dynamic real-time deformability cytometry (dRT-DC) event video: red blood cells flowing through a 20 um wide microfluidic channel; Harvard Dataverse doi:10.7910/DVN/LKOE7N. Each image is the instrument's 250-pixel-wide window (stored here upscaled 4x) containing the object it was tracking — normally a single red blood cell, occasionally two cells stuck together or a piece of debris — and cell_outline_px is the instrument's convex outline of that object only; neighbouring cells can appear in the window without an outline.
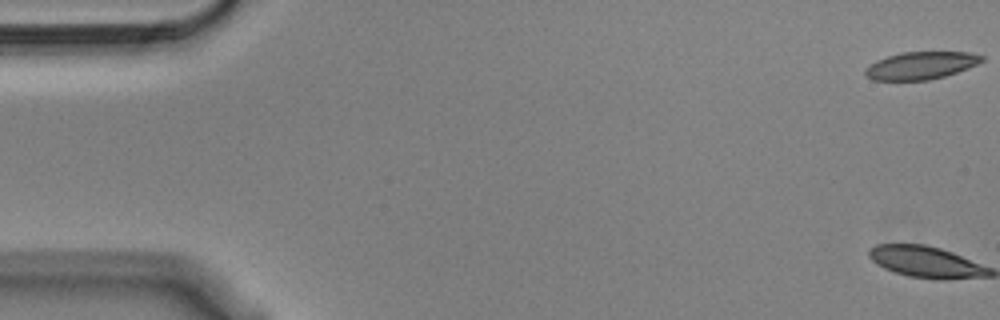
{"species": "Egyptian fruit bat (a non-hibernating species)", "species_latin": "Rousettus aegyptiacus", "temperature_condition": "cold", "stored_images_in_passage": 24, "camera_frame_rate_fps": 3000, "um_per_image_px": 0.085, "animal": {"sex": "male"}, "frame": {"image": 1, "passage_image": 1, "time_ms": 0.0, "image_size_px": [1000, 320], "cell_outline_px": [[984, 60], [968, 68], [944, 76], [928, 80], [872, 80], [864, 72], [864, 68], [876, 60], [900, 52], [968, 52], [984, 56]], "centroid_in_image_um": [78.25, 5.56], "position_along_channel_um": 6.7, "area_um2": 18.61}}
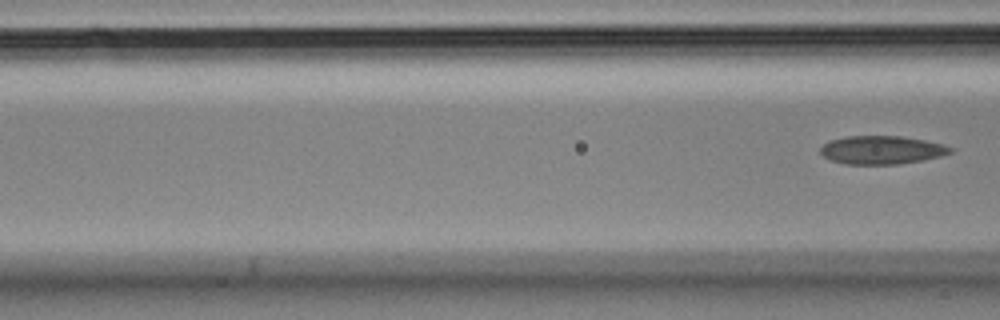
{"frame": {"image": 2, "passage_image": 24, "time_ms": 7.667, "image_size_px": [1000, 320], "cell_outline_px": [[956, 148], [952, 152], [940, 156], [924, 160], [896, 164], [844, 164], [832, 160], [824, 156], [820, 152], [820, 148], [828, 140], [848, 136], [900, 136], [924, 140], [944, 144]], "centroid_in_image_um": [74.97, 12.74], "position_along_channel_um": 91.6, "area_um2": 21.5}}